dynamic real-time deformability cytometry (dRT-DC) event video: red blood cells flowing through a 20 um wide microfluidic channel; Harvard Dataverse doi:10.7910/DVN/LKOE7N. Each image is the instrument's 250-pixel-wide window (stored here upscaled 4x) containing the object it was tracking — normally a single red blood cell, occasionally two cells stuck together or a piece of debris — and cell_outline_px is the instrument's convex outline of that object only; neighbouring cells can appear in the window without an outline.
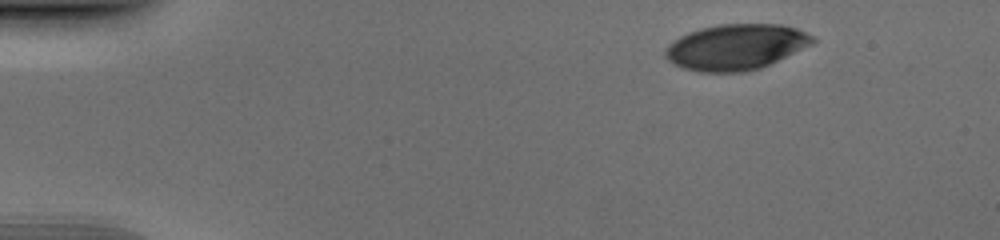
{"species": "human", "species_latin": "Homo sapiens", "temperature_condition": "cold", "stored_images_in_passage": 37, "camera_frame_rate_fps": 3000, "um_per_image_px": 0.085, "donor": {"sex": "male"}, "frame": {"image": 1, "passage_image": 1, "time_ms": 0.0, "image_size_px": [1000, 240], "cell_outline_px": [[816, 40], [812, 44], [760, 68], [744, 72], [700, 72], [684, 68], [672, 64], [664, 56], [664, 52], [668, 44], [672, 40], [688, 32], [700, 28], [720, 24], [780, 24], [796, 28], [812, 36]], "centroid_in_image_um": [62.5, 3.99], "position_along_channel_um": 22.5, "area_um2": 39.19}}
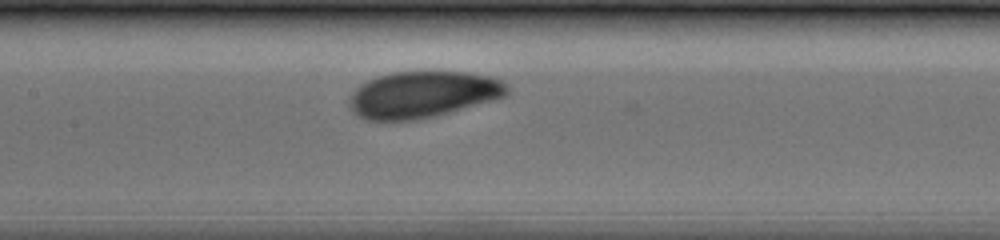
{"frame": {"image": 2, "passage_image": 20, "time_ms": 6.333, "image_size_px": [1000, 240], "cell_outline_px": [[508, 92], [504, 96], [492, 100], [448, 112], [416, 120], [364, 120], [356, 116], [352, 112], [348, 104], [348, 96], [360, 84], [376, 76], [392, 72], [468, 72], [488, 76], [500, 80], [508, 84]], "centroid_in_image_um": [35.85, 8.03], "position_along_channel_um": 171.5, "area_um2": 42.71}}
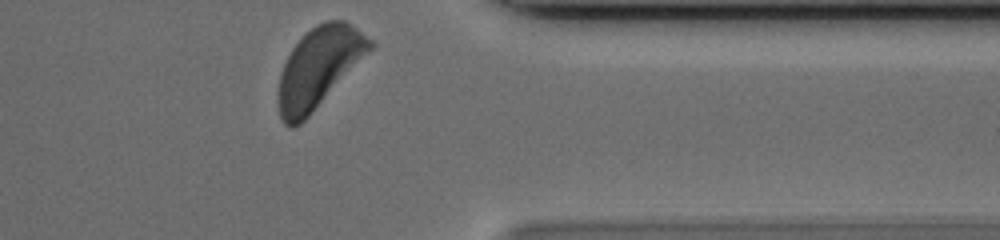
{"frame": {"image": 3, "passage_image": 37, "time_ms": 12.0, "image_size_px": [1000, 240], "cell_outline_px": [[376, 44], [312, 112], [300, 124], [292, 128], [288, 128], [280, 120], [276, 104], [276, 92], [280, 72], [292, 48], [316, 24], [328, 20], [344, 20], [356, 28], [372, 40]], "centroid_in_image_um": [27.03, 5.78], "position_along_channel_um": 384.4, "area_um2": 42.43}}